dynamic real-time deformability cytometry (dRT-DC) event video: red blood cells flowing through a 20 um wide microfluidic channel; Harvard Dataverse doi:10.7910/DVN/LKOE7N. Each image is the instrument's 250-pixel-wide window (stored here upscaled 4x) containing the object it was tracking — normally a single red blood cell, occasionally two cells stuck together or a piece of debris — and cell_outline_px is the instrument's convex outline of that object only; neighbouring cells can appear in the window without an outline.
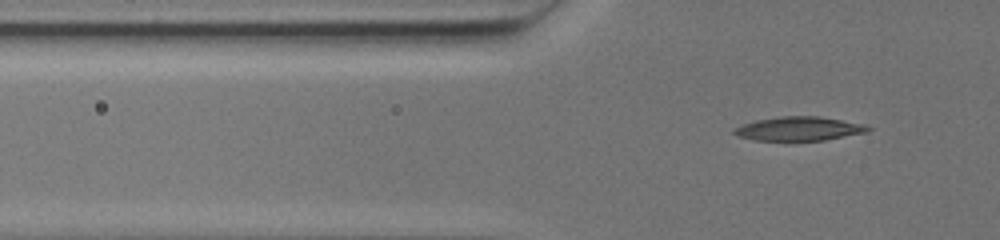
{"species": "common noctule bat (a hibernating species)", "species_latin": "Nyctalus noctula", "temperature_condition": "warm", "stored_images_in_passage": 61, "camera_frame_rate_fps": 3000, "um_per_image_px": 0.085, "animal": {"sex": "female", "body_mass_g": 19.5, "forearm_length_mm": 54.1}, "frame": {"image": 1, "passage_image": 18, "time_ms": 5.667, "image_size_px": [1000, 240], "cell_outline_px": [[872, 128], [868, 132], [824, 140], [752, 140], [736, 136], [732, 132], [736, 128], [744, 124], [756, 120], [780, 116], [820, 116], [864, 124]], "centroid_in_image_um": [67.93, 10.94], "position_along_channel_um": 57.9, "area_um2": 18.61}}
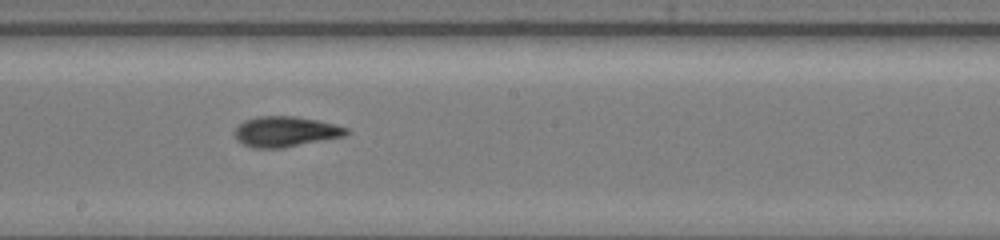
{"frame": {"image": 2, "passage_image": 37, "time_ms": 12.0, "image_size_px": [1000, 240], "cell_outline_px": [[352, 132], [344, 136], [284, 148], [252, 148], [236, 140], [236, 128], [244, 120], [256, 116], [296, 116], [316, 120], [348, 128]], "centroid_in_image_um": [24.27, 11.19], "position_along_channel_um": 223.9, "area_um2": 19.77}}
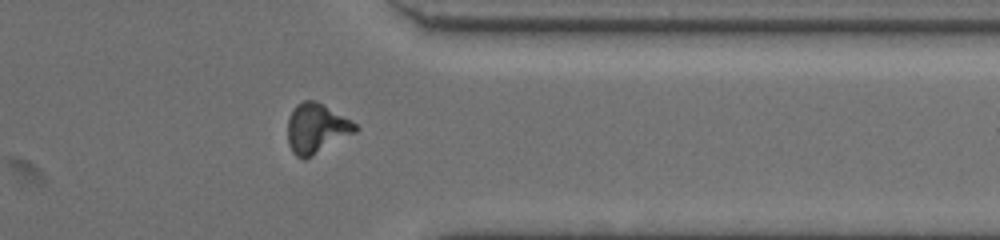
{"frame": {"image": 3, "passage_image": 54, "time_ms": 17.667, "image_size_px": [1000, 240], "cell_outline_px": [[360, 128], [356, 132], [312, 156], [304, 160], [296, 156], [292, 152], [288, 144], [288, 116], [296, 104], [304, 100], [316, 100], [356, 124]], "centroid_in_image_um": [26.87, 10.92], "position_along_channel_um": 384.5, "area_um2": 19.59}}